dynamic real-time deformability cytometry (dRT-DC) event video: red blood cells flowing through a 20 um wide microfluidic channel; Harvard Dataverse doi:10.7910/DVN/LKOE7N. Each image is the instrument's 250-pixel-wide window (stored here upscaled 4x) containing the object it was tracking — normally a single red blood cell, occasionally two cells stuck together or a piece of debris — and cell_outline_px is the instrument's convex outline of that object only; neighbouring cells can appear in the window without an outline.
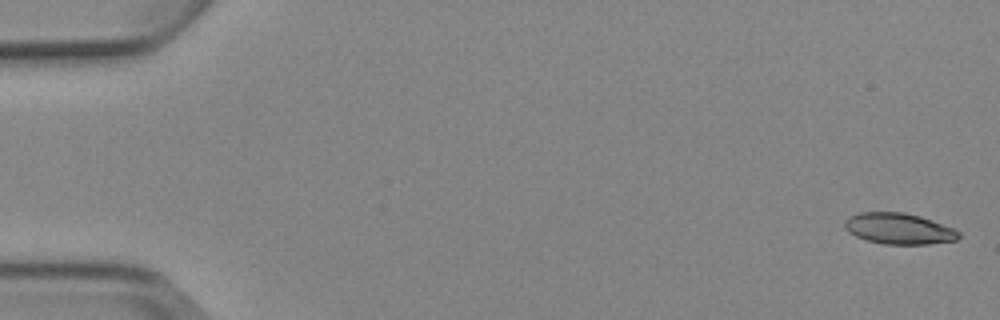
{"species": "Egyptian fruit bat (a non-hibernating species)", "species_latin": "Rousettus aegyptiacus", "temperature_condition": "cold", "stored_images_in_passage": 5, "camera_frame_rate_fps": 3000, "um_per_image_px": 0.085, "animal": {"sex": "female"}, "frame": {"image": 1, "passage_image": 1, "time_ms": 0.0, "image_size_px": [1000, 320], "cell_outline_px": [[960, 236], [956, 240], [928, 244], [884, 244], [868, 240], [856, 236], [848, 232], [844, 228], [844, 220], [860, 212], [904, 212], [920, 216], [952, 228], [960, 232]], "centroid_in_image_um": [76.38, 19.43], "position_along_channel_um": 8.6, "area_um2": 20.46}}
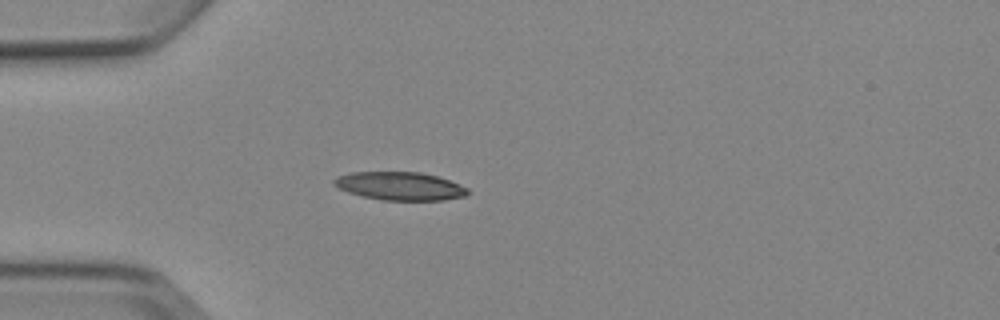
{"frame": {"image": 2, "passage_image": 5, "time_ms": 4.667, "image_size_px": [1000, 320], "cell_outline_px": [[468, 196], [444, 200], [384, 200], [360, 196], [348, 192], [332, 184], [332, 180], [336, 176], [352, 172], [420, 172], [436, 176], [460, 184], [468, 188]], "centroid_in_image_um": [33.98, 15.82], "position_along_channel_um": 51.0, "area_um2": 22.08}}